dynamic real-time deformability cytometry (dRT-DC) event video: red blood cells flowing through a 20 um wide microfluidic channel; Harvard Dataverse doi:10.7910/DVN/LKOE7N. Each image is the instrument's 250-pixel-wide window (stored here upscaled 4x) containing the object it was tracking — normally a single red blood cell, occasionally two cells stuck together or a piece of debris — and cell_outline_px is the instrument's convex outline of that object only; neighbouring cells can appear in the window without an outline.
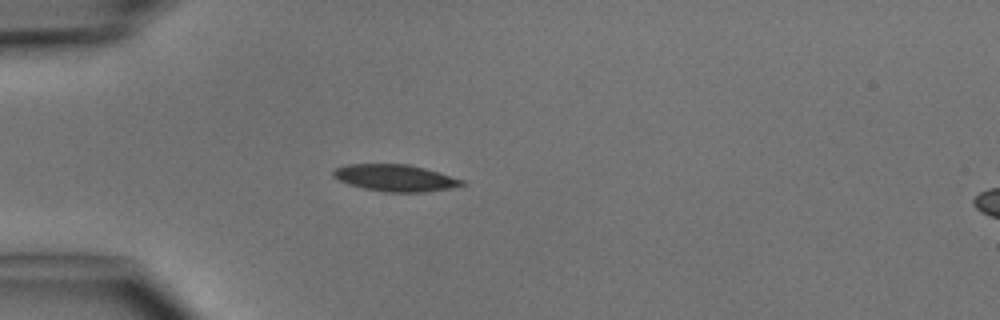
{"species": "common noctule bat (a hibernating species)", "species_latin": "Nyctalus noctula", "temperature_condition": "cold", "stored_images_in_passage": 2, "camera_frame_rate_fps": 3000, "um_per_image_px": 0.085, "animal": {"sex": "male", "body_mass_g": 15.6}, "frame": {"image": 1, "passage_image": 2, "time_ms": 1.333, "image_size_px": [1000, 320], "cell_outline_px": [[468, 184], [452, 188], [424, 192], [388, 192], [364, 188], [348, 184], [332, 176], [332, 172], [336, 168], [348, 164], [408, 164], [424, 168], [464, 180]], "centroid_in_image_um": [33.62, 15.12], "position_along_channel_um": 51.4, "area_um2": 20.0}}